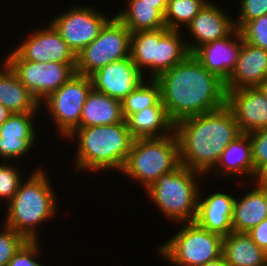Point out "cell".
I'll return each mask as SVG.
<instances>
[{"mask_svg": "<svg viewBox=\"0 0 267 266\" xmlns=\"http://www.w3.org/2000/svg\"><path fill=\"white\" fill-rule=\"evenodd\" d=\"M155 80L160 87L161 101L175 124L226 105L225 82L208 72L193 54Z\"/></svg>", "mask_w": 267, "mask_h": 266, "instance_id": "6da1fadb", "label": "cell"}, {"mask_svg": "<svg viewBox=\"0 0 267 266\" xmlns=\"http://www.w3.org/2000/svg\"><path fill=\"white\" fill-rule=\"evenodd\" d=\"M180 164L208 176L228 144L242 134L227 105L175 124Z\"/></svg>", "mask_w": 267, "mask_h": 266, "instance_id": "7a4b0ae2", "label": "cell"}, {"mask_svg": "<svg viewBox=\"0 0 267 266\" xmlns=\"http://www.w3.org/2000/svg\"><path fill=\"white\" fill-rule=\"evenodd\" d=\"M65 139L75 140L77 145L75 172L96 174L108 170L121 173L135 140L125 119L111 125L79 127Z\"/></svg>", "mask_w": 267, "mask_h": 266, "instance_id": "3957f363", "label": "cell"}, {"mask_svg": "<svg viewBox=\"0 0 267 266\" xmlns=\"http://www.w3.org/2000/svg\"><path fill=\"white\" fill-rule=\"evenodd\" d=\"M26 177L28 178L21 181L16 194L6 204L3 223L28 241H39V226L57 216L58 199L47 170L40 166Z\"/></svg>", "mask_w": 267, "mask_h": 266, "instance_id": "277c9868", "label": "cell"}, {"mask_svg": "<svg viewBox=\"0 0 267 266\" xmlns=\"http://www.w3.org/2000/svg\"><path fill=\"white\" fill-rule=\"evenodd\" d=\"M199 172L180 164L175 170L161 175L145 191L166 219L180 225L195 221L200 183Z\"/></svg>", "mask_w": 267, "mask_h": 266, "instance_id": "5b68a950", "label": "cell"}, {"mask_svg": "<svg viewBox=\"0 0 267 266\" xmlns=\"http://www.w3.org/2000/svg\"><path fill=\"white\" fill-rule=\"evenodd\" d=\"M183 35L167 28L131 33L130 58L145 78L146 70L147 78L155 79L190 54Z\"/></svg>", "mask_w": 267, "mask_h": 266, "instance_id": "8992f818", "label": "cell"}, {"mask_svg": "<svg viewBox=\"0 0 267 266\" xmlns=\"http://www.w3.org/2000/svg\"><path fill=\"white\" fill-rule=\"evenodd\" d=\"M179 165V141L174 132L164 137L135 139L121 173L146 190L161 175Z\"/></svg>", "mask_w": 267, "mask_h": 266, "instance_id": "52a82bcc", "label": "cell"}, {"mask_svg": "<svg viewBox=\"0 0 267 266\" xmlns=\"http://www.w3.org/2000/svg\"><path fill=\"white\" fill-rule=\"evenodd\" d=\"M179 228L157 249L158 255L170 265L201 266L222 256V236L200 227L195 221L181 223Z\"/></svg>", "mask_w": 267, "mask_h": 266, "instance_id": "ba28073f", "label": "cell"}, {"mask_svg": "<svg viewBox=\"0 0 267 266\" xmlns=\"http://www.w3.org/2000/svg\"><path fill=\"white\" fill-rule=\"evenodd\" d=\"M131 31L115 16L99 35L77 54L76 73L90 76L101 67L130 57Z\"/></svg>", "mask_w": 267, "mask_h": 266, "instance_id": "9c48e42d", "label": "cell"}, {"mask_svg": "<svg viewBox=\"0 0 267 266\" xmlns=\"http://www.w3.org/2000/svg\"><path fill=\"white\" fill-rule=\"evenodd\" d=\"M91 89L90 76L75 73L58 90L40 102V106L46 107V114L49 113L58 130L57 134L62 138H67L80 127L82 109Z\"/></svg>", "mask_w": 267, "mask_h": 266, "instance_id": "30bf717a", "label": "cell"}, {"mask_svg": "<svg viewBox=\"0 0 267 266\" xmlns=\"http://www.w3.org/2000/svg\"><path fill=\"white\" fill-rule=\"evenodd\" d=\"M3 59L39 103L76 73L77 64L23 60L14 50Z\"/></svg>", "mask_w": 267, "mask_h": 266, "instance_id": "8fae6325", "label": "cell"}, {"mask_svg": "<svg viewBox=\"0 0 267 266\" xmlns=\"http://www.w3.org/2000/svg\"><path fill=\"white\" fill-rule=\"evenodd\" d=\"M105 14L96 6L93 8L78 4L55 15L49 22L77 55L99 35L100 30L113 17Z\"/></svg>", "mask_w": 267, "mask_h": 266, "instance_id": "7c38bea8", "label": "cell"}, {"mask_svg": "<svg viewBox=\"0 0 267 266\" xmlns=\"http://www.w3.org/2000/svg\"><path fill=\"white\" fill-rule=\"evenodd\" d=\"M35 29L13 50L23 59L38 63L77 64V55L50 23Z\"/></svg>", "mask_w": 267, "mask_h": 266, "instance_id": "4fadbf2b", "label": "cell"}, {"mask_svg": "<svg viewBox=\"0 0 267 266\" xmlns=\"http://www.w3.org/2000/svg\"><path fill=\"white\" fill-rule=\"evenodd\" d=\"M90 78L94 90L119 101L146 79L130 57L101 67Z\"/></svg>", "mask_w": 267, "mask_h": 266, "instance_id": "5bb4252c", "label": "cell"}, {"mask_svg": "<svg viewBox=\"0 0 267 266\" xmlns=\"http://www.w3.org/2000/svg\"><path fill=\"white\" fill-rule=\"evenodd\" d=\"M226 92V105L232 111L242 133L267 128V98L259 87H244Z\"/></svg>", "mask_w": 267, "mask_h": 266, "instance_id": "9a60e30c", "label": "cell"}, {"mask_svg": "<svg viewBox=\"0 0 267 266\" xmlns=\"http://www.w3.org/2000/svg\"><path fill=\"white\" fill-rule=\"evenodd\" d=\"M37 112L13 113L7 121L0 126V157L13 160L23 158L36 144Z\"/></svg>", "mask_w": 267, "mask_h": 266, "instance_id": "2e32d148", "label": "cell"}, {"mask_svg": "<svg viewBox=\"0 0 267 266\" xmlns=\"http://www.w3.org/2000/svg\"><path fill=\"white\" fill-rule=\"evenodd\" d=\"M185 28L193 38L186 42L189 53L193 54L200 46L228 36L235 26L230 14L209 0Z\"/></svg>", "mask_w": 267, "mask_h": 266, "instance_id": "e0dca14e", "label": "cell"}, {"mask_svg": "<svg viewBox=\"0 0 267 266\" xmlns=\"http://www.w3.org/2000/svg\"><path fill=\"white\" fill-rule=\"evenodd\" d=\"M243 41L235 28L223 39L200 46L193 55L208 72L226 82L236 67Z\"/></svg>", "mask_w": 267, "mask_h": 266, "instance_id": "ac0fdd59", "label": "cell"}, {"mask_svg": "<svg viewBox=\"0 0 267 266\" xmlns=\"http://www.w3.org/2000/svg\"><path fill=\"white\" fill-rule=\"evenodd\" d=\"M199 191L195 222L202 228L222 236L233 232L232 218L235 195L218 191L206 196Z\"/></svg>", "mask_w": 267, "mask_h": 266, "instance_id": "d6986e66", "label": "cell"}, {"mask_svg": "<svg viewBox=\"0 0 267 266\" xmlns=\"http://www.w3.org/2000/svg\"><path fill=\"white\" fill-rule=\"evenodd\" d=\"M267 79V50L243 41L236 67L225 82L226 91L259 87Z\"/></svg>", "mask_w": 267, "mask_h": 266, "instance_id": "ffe728a7", "label": "cell"}, {"mask_svg": "<svg viewBox=\"0 0 267 266\" xmlns=\"http://www.w3.org/2000/svg\"><path fill=\"white\" fill-rule=\"evenodd\" d=\"M216 174L218 178L234 179L237 175L241 180L248 178L253 183L255 169L252 160L251 140L249 134L242 133L224 149L215 168L209 174Z\"/></svg>", "mask_w": 267, "mask_h": 266, "instance_id": "44dd1931", "label": "cell"}, {"mask_svg": "<svg viewBox=\"0 0 267 266\" xmlns=\"http://www.w3.org/2000/svg\"><path fill=\"white\" fill-rule=\"evenodd\" d=\"M254 184L242 197H235L232 226L233 231L249 232L267 219V188Z\"/></svg>", "mask_w": 267, "mask_h": 266, "instance_id": "7402d4cb", "label": "cell"}, {"mask_svg": "<svg viewBox=\"0 0 267 266\" xmlns=\"http://www.w3.org/2000/svg\"><path fill=\"white\" fill-rule=\"evenodd\" d=\"M125 121L134 139L164 137L175 132V123L161 100L155 106L129 115Z\"/></svg>", "mask_w": 267, "mask_h": 266, "instance_id": "603a6c76", "label": "cell"}, {"mask_svg": "<svg viewBox=\"0 0 267 266\" xmlns=\"http://www.w3.org/2000/svg\"><path fill=\"white\" fill-rule=\"evenodd\" d=\"M0 68V104L13 113L39 112V101L19 81L16 73L2 61ZM40 108V109H39Z\"/></svg>", "mask_w": 267, "mask_h": 266, "instance_id": "cb8c5ba5", "label": "cell"}, {"mask_svg": "<svg viewBox=\"0 0 267 266\" xmlns=\"http://www.w3.org/2000/svg\"><path fill=\"white\" fill-rule=\"evenodd\" d=\"M229 266H267V253L247 232L233 231L223 238V252Z\"/></svg>", "mask_w": 267, "mask_h": 266, "instance_id": "d4e9b609", "label": "cell"}, {"mask_svg": "<svg viewBox=\"0 0 267 266\" xmlns=\"http://www.w3.org/2000/svg\"><path fill=\"white\" fill-rule=\"evenodd\" d=\"M123 120L121 101L92 88L82 109L80 127L111 125Z\"/></svg>", "mask_w": 267, "mask_h": 266, "instance_id": "484cf974", "label": "cell"}, {"mask_svg": "<svg viewBox=\"0 0 267 266\" xmlns=\"http://www.w3.org/2000/svg\"><path fill=\"white\" fill-rule=\"evenodd\" d=\"M126 8L115 16L131 31L156 30L165 27L164 16L156 9V5L139 3V0H125Z\"/></svg>", "mask_w": 267, "mask_h": 266, "instance_id": "4316f807", "label": "cell"}, {"mask_svg": "<svg viewBox=\"0 0 267 266\" xmlns=\"http://www.w3.org/2000/svg\"><path fill=\"white\" fill-rule=\"evenodd\" d=\"M160 100L159 84L155 79L146 78L121 101L123 118L126 119L146 107L155 106Z\"/></svg>", "mask_w": 267, "mask_h": 266, "instance_id": "83f0119b", "label": "cell"}, {"mask_svg": "<svg viewBox=\"0 0 267 266\" xmlns=\"http://www.w3.org/2000/svg\"><path fill=\"white\" fill-rule=\"evenodd\" d=\"M209 0H168L164 15L168 30H182L201 11Z\"/></svg>", "mask_w": 267, "mask_h": 266, "instance_id": "f1b7e54d", "label": "cell"}, {"mask_svg": "<svg viewBox=\"0 0 267 266\" xmlns=\"http://www.w3.org/2000/svg\"><path fill=\"white\" fill-rule=\"evenodd\" d=\"M0 230V266H8L11 258L28 241L14 229L4 225Z\"/></svg>", "mask_w": 267, "mask_h": 266, "instance_id": "f546056e", "label": "cell"}, {"mask_svg": "<svg viewBox=\"0 0 267 266\" xmlns=\"http://www.w3.org/2000/svg\"><path fill=\"white\" fill-rule=\"evenodd\" d=\"M9 162L10 161H5L0 164V200H4L6 204L16 194L23 180L22 178L25 179L17 166H13L12 163L9 164Z\"/></svg>", "mask_w": 267, "mask_h": 266, "instance_id": "4dcf8cb0", "label": "cell"}, {"mask_svg": "<svg viewBox=\"0 0 267 266\" xmlns=\"http://www.w3.org/2000/svg\"><path fill=\"white\" fill-rule=\"evenodd\" d=\"M239 31L244 42L267 50V15L246 22Z\"/></svg>", "mask_w": 267, "mask_h": 266, "instance_id": "1f68e13d", "label": "cell"}, {"mask_svg": "<svg viewBox=\"0 0 267 266\" xmlns=\"http://www.w3.org/2000/svg\"><path fill=\"white\" fill-rule=\"evenodd\" d=\"M234 26L238 30L248 21L267 15V0H241Z\"/></svg>", "mask_w": 267, "mask_h": 266, "instance_id": "d6a6232c", "label": "cell"}, {"mask_svg": "<svg viewBox=\"0 0 267 266\" xmlns=\"http://www.w3.org/2000/svg\"><path fill=\"white\" fill-rule=\"evenodd\" d=\"M41 249L40 240L27 241L11 258L8 266H44L37 261L42 256Z\"/></svg>", "mask_w": 267, "mask_h": 266, "instance_id": "836d02e7", "label": "cell"}, {"mask_svg": "<svg viewBox=\"0 0 267 266\" xmlns=\"http://www.w3.org/2000/svg\"><path fill=\"white\" fill-rule=\"evenodd\" d=\"M251 140L252 160L257 172L267 164V128L248 133Z\"/></svg>", "mask_w": 267, "mask_h": 266, "instance_id": "e575fe53", "label": "cell"}, {"mask_svg": "<svg viewBox=\"0 0 267 266\" xmlns=\"http://www.w3.org/2000/svg\"><path fill=\"white\" fill-rule=\"evenodd\" d=\"M247 233L262 250L267 252V219L263 220Z\"/></svg>", "mask_w": 267, "mask_h": 266, "instance_id": "d590c367", "label": "cell"}, {"mask_svg": "<svg viewBox=\"0 0 267 266\" xmlns=\"http://www.w3.org/2000/svg\"><path fill=\"white\" fill-rule=\"evenodd\" d=\"M257 185L267 188V164H265L256 174L254 181Z\"/></svg>", "mask_w": 267, "mask_h": 266, "instance_id": "8d00e7d4", "label": "cell"}, {"mask_svg": "<svg viewBox=\"0 0 267 266\" xmlns=\"http://www.w3.org/2000/svg\"><path fill=\"white\" fill-rule=\"evenodd\" d=\"M139 3L156 5V9L164 16L168 6V0H139Z\"/></svg>", "mask_w": 267, "mask_h": 266, "instance_id": "74e56055", "label": "cell"}, {"mask_svg": "<svg viewBox=\"0 0 267 266\" xmlns=\"http://www.w3.org/2000/svg\"><path fill=\"white\" fill-rule=\"evenodd\" d=\"M13 114L8 108L0 104V126Z\"/></svg>", "mask_w": 267, "mask_h": 266, "instance_id": "f35d334b", "label": "cell"}, {"mask_svg": "<svg viewBox=\"0 0 267 266\" xmlns=\"http://www.w3.org/2000/svg\"><path fill=\"white\" fill-rule=\"evenodd\" d=\"M201 266H229L223 256H221L219 259L208 262L206 264H203Z\"/></svg>", "mask_w": 267, "mask_h": 266, "instance_id": "ab89813d", "label": "cell"}, {"mask_svg": "<svg viewBox=\"0 0 267 266\" xmlns=\"http://www.w3.org/2000/svg\"><path fill=\"white\" fill-rule=\"evenodd\" d=\"M267 98V79L259 86Z\"/></svg>", "mask_w": 267, "mask_h": 266, "instance_id": "60d3db41", "label": "cell"}]
</instances>
